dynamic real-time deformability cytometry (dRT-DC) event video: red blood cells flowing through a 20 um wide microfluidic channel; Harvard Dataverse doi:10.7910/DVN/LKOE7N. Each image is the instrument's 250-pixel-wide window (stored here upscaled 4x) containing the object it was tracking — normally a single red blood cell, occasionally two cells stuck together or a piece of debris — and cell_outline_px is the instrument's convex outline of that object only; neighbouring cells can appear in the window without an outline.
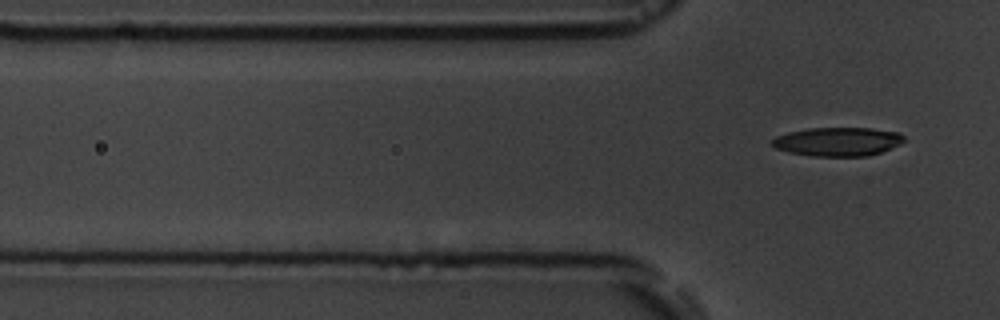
{"species": "common noctule bat (a hibernating species)", "species_latin": "Nyctalus noctula", "temperature_condition": "room temperature", "stored_images_in_passage": 6, "camera_frame_rate_fps": 3000, "um_per_image_px": 0.085, "animal": {"sex": "male", "body_mass_g": 19.5, "forearm_length_mm": 54.6}, "frame": {"image": 1, "passage_image": 6, "time_ms": 6.333, "image_size_px": [1000, 320], "cell_outline_px": [[904, 140], [900, 144], [880, 152], [868, 156], [812, 156], [788, 152], [776, 148], [772, 144], [772, 140], [776, 136], [788, 132], [808, 128], [872, 128], [900, 132], [904, 136]], "centroid_in_image_um": [71.22, 12.03], "position_along_channel_um": 54.6, "area_um2": 22.14}}